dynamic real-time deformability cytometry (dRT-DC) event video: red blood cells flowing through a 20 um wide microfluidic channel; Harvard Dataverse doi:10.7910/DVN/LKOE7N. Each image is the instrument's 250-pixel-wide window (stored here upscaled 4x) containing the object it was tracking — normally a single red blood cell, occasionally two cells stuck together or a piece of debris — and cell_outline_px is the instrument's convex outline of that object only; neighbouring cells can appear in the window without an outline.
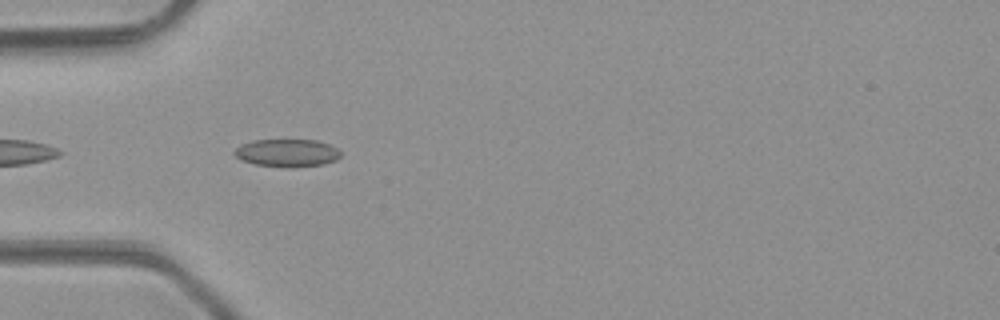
{"species": "common noctule bat (a hibernating species)", "species_latin": "Nyctalus noctula", "temperature_condition": "room temperature", "stored_images_in_passage": 4, "camera_frame_rate_fps": 3000, "um_per_image_px": 0.085, "animal": {"sex": "male", "body_mass_g": 23.1, "forearm_length_mm": 52.7}, "frame": {"image": 1, "passage_image": 2, "time_ms": 0.333, "image_size_px": [1000, 320], "cell_outline_px": [[340, 156], [336, 160], [324, 164], [288, 168], [284, 168], [256, 164], [240, 160], [232, 152], [240, 144], [252, 140], [316, 140], [328, 144], [336, 148], [340, 152]], "centroid_in_image_um": [24.37, 13.0], "position_along_channel_um": 60.6, "area_um2": 17.28}}